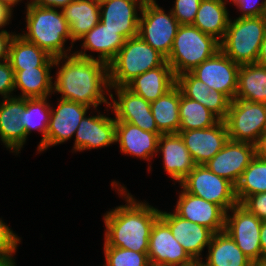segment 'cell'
I'll return each instance as SVG.
<instances>
[{
	"label": "cell",
	"instance_id": "obj_1",
	"mask_svg": "<svg viewBox=\"0 0 266 266\" xmlns=\"http://www.w3.org/2000/svg\"><path fill=\"white\" fill-rule=\"evenodd\" d=\"M117 184L112 182V188L118 187L119 195H124L127 203L104 214V246L147 253L151 229L160 217V210L148 203L136 201L124 186Z\"/></svg>",
	"mask_w": 266,
	"mask_h": 266
},
{
	"label": "cell",
	"instance_id": "obj_2",
	"mask_svg": "<svg viewBox=\"0 0 266 266\" xmlns=\"http://www.w3.org/2000/svg\"><path fill=\"white\" fill-rule=\"evenodd\" d=\"M57 70L53 92L62 94V100L82 103L97 110L99 104L109 102L105 90L110 92L108 65L97 59L82 58L74 53L62 56Z\"/></svg>",
	"mask_w": 266,
	"mask_h": 266
},
{
	"label": "cell",
	"instance_id": "obj_3",
	"mask_svg": "<svg viewBox=\"0 0 266 266\" xmlns=\"http://www.w3.org/2000/svg\"><path fill=\"white\" fill-rule=\"evenodd\" d=\"M58 10L27 2L25 21L27 32L21 35L53 58L67 56V52H71L70 47L68 50L64 48L67 39H71L70 27L62 11Z\"/></svg>",
	"mask_w": 266,
	"mask_h": 266
},
{
	"label": "cell",
	"instance_id": "obj_4",
	"mask_svg": "<svg viewBox=\"0 0 266 266\" xmlns=\"http://www.w3.org/2000/svg\"><path fill=\"white\" fill-rule=\"evenodd\" d=\"M166 58L139 36L128 38L108 64L110 86H126L136 76L161 66Z\"/></svg>",
	"mask_w": 266,
	"mask_h": 266
},
{
	"label": "cell",
	"instance_id": "obj_5",
	"mask_svg": "<svg viewBox=\"0 0 266 266\" xmlns=\"http://www.w3.org/2000/svg\"><path fill=\"white\" fill-rule=\"evenodd\" d=\"M219 50L220 43L213 36L193 25H180L166 61L178 76L192 71Z\"/></svg>",
	"mask_w": 266,
	"mask_h": 266
},
{
	"label": "cell",
	"instance_id": "obj_6",
	"mask_svg": "<svg viewBox=\"0 0 266 266\" xmlns=\"http://www.w3.org/2000/svg\"><path fill=\"white\" fill-rule=\"evenodd\" d=\"M265 32L262 16L230 19L220 50L238 65L256 63Z\"/></svg>",
	"mask_w": 266,
	"mask_h": 266
},
{
	"label": "cell",
	"instance_id": "obj_7",
	"mask_svg": "<svg viewBox=\"0 0 266 266\" xmlns=\"http://www.w3.org/2000/svg\"><path fill=\"white\" fill-rule=\"evenodd\" d=\"M138 36L167 58L180 24L156 2L145 0L140 11Z\"/></svg>",
	"mask_w": 266,
	"mask_h": 266
},
{
	"label": "cell",
	"instance_id": "obj_8",
	"mask_svg": "<svg viewBox=\"0 0 266 266\" xmlns=\"http://www.w3.org/2000/svg\"><path fill=\"white\" fill-rule=\"evenodd\" d=\"M186 192L219 205L225 212L236 205L235 186L211 172L205 165H196L180 182Z\"/></svg>",
	"mask_w": 266,
	"mask_h": 266
},
{
	"label": "cell",
	"instance_id": "obj_9",
	"mask_svg": "<svg viewBox=\"0 0 266 266\" xmlns=\"http://www.w3.org/2000/svg\"><path fill=\"white\" fill-rule=\"evenodd\" d=\"M224 122L229 139L255 144L265 130L266 104L234 99Z\"/></svg>",
	"mask_w": 266,
	"mask_h": 266
},
{
	"label": "cell",
	"instance_id": "obj_10",
	"mask_svg": "<svg viewBox=\"0 0 266 266\" xmlns=\"http://www.w3.org/2000/svg\"><path fill=\"white\" fill-rule=\"evenodd\" d=\"M233 214L226 212L225 230L235 241L236 245L252 261L262 259L260 242V228L262 220L249 212L240 203L229 209Z\"/></svg>",
	"mask_w": 266,
	"mask_h": 266
},
{
	"label": "cell",
	"instance_id": "obj_11",
	"mask_svg": "<svg viewBox=\"0 0 266 266\" xmlns=\"http://www.w3.org/2000/svg\"><path fill=\"white\" fill-rule=\"evenodd\" d=\"M240 65L221 50L190 71L210 89L223 93L230 101L235 99Z\"/></svg>",
	"mask_w": 266,
	"mask_h": 266
},
{
	"label": "cell",
	"instance_id": "obj_12",
	"mask_svg": "<svg viewBox=\"0 0 266 266\" xmlns=\"http://www.w3.org/2000/svg\"><path fill=\"white\" fill-rule=\"evenodd\" d=\"M115 89L118 100L109 93L110 109L115 114V122H129L136 125L144 131L156 133L160 136L162 133L158 130L155 119L152 114L151 105L141 96L133 93L126 86H110Z\"/></svg>",
	"mask_w": 266,
	"mask_h": 266
},
{
	"label": "cell",
	"instance_id": "obj_13",
	"mask_svg": "<svg viewBox=\"0 0 266 266\" xmlns=\"http://www.w3.org/2000/svg\"><path fill=\"white\" fill-rule=\"evenodd\" d=\"M254 157V144L229 139L223 148L204 165L214 174L236 186L243 171Z\"/></svg>",
	"mask_w": 266,
	"mask_h": 266
},
{
	"label": "cell",
	"instance_id": "obj_14",
	"mask_svg": "<svg viewBox=\"0 0 266 266\" xmlns=\"http://www.w3.org/2000/svg\"><path fill=\"white\" fill-rule=\"evenodd\" d=\"M178 134L196 165L211 160L229 140L226 124L221 120L205 129L179 130Z\"/></svg>",
	"mask_w": 266,
	"mask_h": 266
},
{
	"label": "cell",
	"instance_id": "obj_15",
	"mask_svg": "<svg viewBox=\"0 0 266 266\" xmlns=\"http://www.w3.org/2000/svg\"><path fill=\"white\" fill-rule=\"evenodd\" d=\"M145 0H103L100 21L111 30L118 31L126 40L138 36L139 18ZM139 6V7H138ZM138 8V9H137Z\"/></svg>",
	"mask_w": 266,
	"mask_h": 266
},
{
	"label": "cell",
	"instance_id": "obj_16",
	"mask_svg": "<svg viewBox=\"0 0 266 266\" xmlns=\"http://www.w3.org/2000/svg\"><path fill=\"white\" fill-rule=\"evenodd\" d=\"M178 216L205 226L213 233L225 230L226 212L217 204L186 192L179 194L174 211Z\"/></svg>",
	"mask_w": 266,
	"mask_h": 266
},
{
	"label": "cell",
	"instance_id": "obj_17",
	"mask_svg": "<svg viewBox=\"0 0 266 266\" xmlns=\"http://www.w3.org/2000/svg\"><path fill=\"white\" fill-rule=\"evenodd\" d=\"M57 108L51 107L50 120L46 135V149L61 144L72 138L82 118L90 109L82 103L59 100Z\"/></svg>",
	"mask_w": 266,
	"mask_h": 266
},
{
	"label": "cell",
	"instance_id": "obj_18",
	"mask_svg": "<svg viewBox=\"0 0 266 266\" xmlns=\"http://www.w3.org/2000/svg\"><path fill=\"white\" fill-rule=\"evenodd\" d=\"M147 254L149 262L167 266H177L191 259L160 217L152 226Z\"/></svg>",
	"mask_w": 266,
	"mask_h": 266
},
{
	"label": "cell",
	"instance_id": "obj_19",
	"mask_svg": "<svg viewBox=\"0 0 266 266\" xmlns=\"http://www.w3.org/2000/svg\"><path fill=\"white\" fill-rule=\"evenodd\" d=\"M160 218L191 258H201L203 249L209 246L214 234L210 229L184 219L175 212L160 211Z\"/></svg>",
	"mask_w": 266,
	"mask_h": 266
},
{
	"label": "cell",
	"instance_id": "obj_20",
	"mask_svg": "<svg viewBox=\"0 0 266 266\" xmlns=\"http://www.w3.org/2000/svg\"><path fill=\"white\" fill-rule=\"evenodd\" d=\"M116 122L114 118L98 113L96 116H84L75 132L74 149L83 151L107 147L115 143Z\"/></svg>",
	"mask_w": 266,
	"mask_h": 266
},
{
	"label": "cell",
	"instance_id": "obj_21",
	"mask_svg": "<svg viewBox=\"0 0 266 266\" xmlns=\"http://www.w3.org/2000/svg\"><path fill=\"white\" fill-rule=\"evenodd\" d=\"M25 109V98L8 97L0 102V140L11 150L19 153L26 142V131L19 119Z\"/></svg>",
	"mask_w": 266,
	"mask_h": 266
},
{
	"label": "cell",
	"instance_id": "obj_22",
	"mask_svg": "<svg viewBox=\"0 0 266 266\" xmlns=\"http://www.w3.org/2000/svg\"><path fill=\"white\" fill-rule=\"evenodd\" d=\"M176 85L184 96L201 103L219 120H225L231 101L223 93L210 89L191 72L176 76Z\"/></svg>",
	"mask_w": 266,
	"mask_h": 266
},
{
	"label": "cell",
	"instance_id": "obj_23",
	"mask_svg": "<svg viewBox=\"0 0 266 266\" xmlns=\"http://www.w3.org/2000/svg\"><path fill=\"white\" fill-rule=\"evenodd\" d=\"M157 150L163 155L164 170L170 178L179 183L196 166L183 139L177 134H161L158 139Z\"/></svg>",
	"mask_w": 266,
	"mask_h": 266
},
{
	"label": "cell",
	"instance_id": "obj_24",
	"mask_svg": "<svg viewBox=\"0 0 266 266\" xmlns=\"http://www.w3.org/2000/svg\"><path fill=\"white\" fill-rule=\"evenodd\" d=\"M79 40H83L84 51L74 52L75 55L87 59H97L107 65L114 59L126 41L118 31L107 28L101 21ZM87 50L96 51L99 53L98 57L94 58V56L86 54Z\"/></svg>",
	"mask_w": 266,
	"mask_h": 266
},
{
	"label": "cell",
	"instance_id": "obj_25",
	"mask_svg": "<svg viewBox=\"0 0 266 266\" xmlns=\"http://www.w3.org/2000/svg\"><path fill=\"white\" fill-rule=\"evenodd\" d=\"M158 139L156 133L142 130L129 122H116L115 142L119 143L124 154L149 161L158 153Z\"/></svg>",
	"mask_w": 266,
	"mask_h": 266
},
{
	"label": "cell",
	"instance_id": "obj_26",
	"mask_svg": "<svg viewBox=\"0 0 266 266\" xmlns=\"http://www.w3.org/2000/svg\"><path fill=\"white\" fill-rule=\"evenodd\" d=\"M176 85V76L165 61L161 66L148 70L131 80L126 87L146 101L157 100Z\"/></svg>",
	"mask_w": 266,
	"mask_h": 266
},
{
	"label": "cell",
	"instance_id": "obj_27",
	"mask_svg": "<svg viewBox=\"0 0 266 266\" xmlns=\"http://www.w3.org/2000/svg\"><path fill=\"white\" fill-rule=\"evenodd\" d=\"M8 62L14 71L35 67H59L62 57L53 58L37 45L15 34L9 46Z\"/></svg>",
	"mask_w": 266,
	"mask_h": 266
},
{
	"label": "cell",
	"instance_id": "obj_28",
	"mask_svg": "<svg viewBox=\"0 0 266 266\" xmlns=\"http://www.w3.org/2000/svg\"><path fill=\"white\" fill-rule=\"evenodd\" d=\"M61 11L70 27L72 45L100 22L98 0H74Z\"/></svg>",
	"mask_w": 266,
	"mask_h": 266
},
{
	"label": "cell",
	"instance_id": "obj_29",
	"mask_svg": "<svg viewBox=\"0 0 266 266\" xmlns=\"http://www.w3.org/2000/svg\"><path fill=\"white\" fill-rule=\"evenodd\" d=\"M227 2L228 0H201L192 25L220 42L230 20Z\"/></svg>",
	"mask_w": 266,
	"mask_h": 266
},
{
	"label": "cell",
	"instance_id": "obj_30",
	"mask_svg": "<svg viewBox=\"0 0 266 266\" xmlns=\"http://www.w3.org/2000/svg\"><path fill=\"white\" fill-rule=\"evenodd\" d=\"M204 266H252V261L226 231L214 233Z\"/></svg>",
	"mask_w": 266,
	"mask_h": 266
},
{
	"label": "cell",
	"instance_id": "obj_31",
	"mask_svg": "<svg viewBox=\"0 0 266 266\" xmlns=\"http://www.w3.org/2000/svg\"><path fill=\"white\" fill-rule=\"evenodd\" d=\"M235 99L266 104V66L240 65Z\"/></svg>",
	"mask_w": 266,
	"mask_h": 266
},
{
	"label": "cell",
	"instance_id": "obj_32",
	"mask_svg": "<svg viewBox=\"0 0 266 266\" xmlns=\"http://www.w3.org/2000/svg\"><path fill=\"white\" fill-rule=\"evenodd\" d=\"M180 89H172L150 102L153 117L162 134H177L180 128L179 117Z\"/></svg>",
	"mask_w": 266,
	"mask_h": 266
},
{
	"label": "cell",
	"instance_id": "obj_33",
	"mask_svg": "<svg viewBox=\"0 0 266 266\" xmlns=\"http://www.w3.org/2000/svg\"><path fill=\"white\" fill-rule=\"evenodd\" d=\"M52 67H35L14 71V89H20L22 98L48 97L53 92Z\"/></svg>",
	"mask_w": 266,
	"mask_h": 266
},
{
	"label": "cell",
	"instance_id": "obj_34",
	"mask_svg": "<svg viewBox=\"0 0 266 266\" xmlns=\"http://www.w3.org/2000/svg\"><path fill=\"white\" fill-rule=\"evenodd\" d=\"M49 97L25 98V109L19 118L27 136L33 131L38 130L42 133V139L38 145V152L46 150V135L51 114V105L47 102Z\"/></svg>",
	"mask_w": 266,
	"mask_h": 266
},
{
	"label": "cell",
	"instance_id": "obj_35",
	"mask_svg": "<svg viewBox=\"0 0 266 266\" xmlns=\"http://www.w3.org/2000/svg\"><path fill=\"white\" fill-rule=\"evenodd\" d=\"M179 130L205 129L215 125L219 119L201 103L187 98L180 90Z\"/></svg>",
	"mask_w": 266,
	"mask_h": 266
},
{
	"label": "cell",
	"instance_id": "obj_36",
	"mask_svg": "<svg viewBox=\"0 0 266 266\" xmlns=\"http://www.w3.org/2000/svg\"><path fill=\"white\" fill-rule=\"evenodd\" d=\"M266 192V159L254 157L235 186V196L241 203L247 196Z\"/></svg>",
	"mask_w": 266,
	"mask_h": 266
},
{
	"label": "cell",
	"instance_id": "obj_37",
	"mask_svg": "<svg viewBox=\"0 0 266 266\" xmlns=\"http://www.w3.org/2000/svg\"><path fill=\"white\" fill-rule=\"evenodd\" d=\"M106 263L104 266H147V253H139L120 247L104 246Z\"/></svg>",
	"mask_w": 266,
	"mask_h": 266
},
{
	"label": "cell",
	"instance_id": "obj_38",
	"mask_svg": "<svg viewBox=\"0 0 266 266\" xmlns=\"http://www.w3.org/2000/svg\"><path fill=\"white\" fill-rule=\"evenodd\" d=\"M200 2L201 0H175L174 8L170 10L180 25H192Z\"/></svg>",
	"mask_w": 266,
	"mask_h": 266
},
{
	"label": "cell",
	"instance_id": "obj_39",
	"mask_svg": "<svg viewBox=\"0 0 266 266\" xmlns=\"http://www.w3.org/2000/svg\"><path fill=\"white\" fill-rule=\"evenodd\" d=\"M20 239L0 218V254L16 253Z\"/></svg>",
	"mask_w": 266,
	"mask_h": 266
},
{
	"label": "cell",
	"instance_id": "obj_40",
	"mask_svg": "<svg viewBox=\"0 0 266 266\" xmlns=\"http://www.w3.org/2000/svg\"><path fill=\"white\" fill-rule=\"evenodd\" d=\"M240 204L258 219L266 221V192L247 196Z\"/></svg>",
	"mask_w": 266,
	"mask_h": 266
},
{
	"label": "cell",
	"instance_id": "obj_41",
	"mask_svg": "<svg viewBox=\"0 0 266 266\" xmlns=\"http://www.w3.org/2000/svg\"><path fill=\"white\" fill-rule=\"evenodd\" d=\"M14 90V70L8 60H0V95L3 99L12 97Z\"/></svg>",
	"mask_w": 266,
	"mask_h": 266
},
{
	"label": "cell",
	"instance_id": "obj_42",
	"mask_svg": "<svg viewBox=\"0 0 266 266\" xmlns=\"http://www.w3.org/2000/svg\"><path fill=\"white\" fill-rule=\"evenodd\" d=\"M233 2L242 11V15L239 17H258L262 14L263 1L259 3L260 0H229Z\"/></svg>",
	"mask_w": 266,
	"mask_h": 266
},
{
	"label": "cell",
	"instance_id": "obj_43",
	"mask_svg": "<svg viewBox=\"0 0 266 266\" xmlns=\"http://www.w3.org/2000/svg\"><path fill=\"white\" fill-rule=\"evenodd\" d=\"M14 35V33L11 34L4 29L0 31V60L8 59L9 46Z\"/></svg>",
	"mask_w": 266,
	"mask_h": 266
},
{
	"label": "cell",
	"instance_id": "obj_44",
	"mask_svg": "<svg viewBox=\"0 0 266 266\" xmlns=\"http://www.w3.org/2000/svg\"><path fill=\"white\" fill-rule=\"evenodd\" d=\"M74 0H31L30 2L42 7H52L62 9Z\"/></svg>",
	"mask_w": 266,
	"mask_h": 266
},
{
	"label": "cell",
	"instance_id": "obj_45",
	"mask_svg": "<svg viewBox=\"0 0 266 266\" xmlns=\"http://www.w3.org/2000/svg\"><path fill=\"white\" fill-rule=\"evenodd\" d=\"M255 145V156L261 159H266V130H264Z\"/></svg>",
	"mask_w": 266,
	"mask_h": 266
},
{
	"label": "cell",
	"instance_id": "obj_46",
	"mask_svg": "<svg viewBox=\"0 0 266 266\" xmlns=\"http://www.w3.org/2000/svg\"><path fill=\"white\" fill-rule=\"evenodd\" d=\"M12 10L9 9L3 3H0V29L5 25L9 24L10 19L12 18Z\"/></svg>",
	"mask_w": 266,
	"mask_h": 266
},
{
	"label": "cell",
	"instance_id": "obj_47",
	"mask_svg": "<svg viewBox=\"0 0 266 266\" xmlns=\"http://www.w3.org/2000/svg\"><path fill=\"white\" fill-rule=\"evenodd\" d=\"M260 242L262 250V258H266V221H262L260 228Z\"/></svg>",
	"mask_w": 266,
	"mask_h": 266
},
{
	"label": "cell",
	"instance_id": "obj_48",
	"mask_svg": "<svg viewBox=\"0 0 266 266\" xmlns=\"http://www.w3.org/2000/svg\"><path fill=\"white\" fill-rule=\"evenodd\" d=\"M256 63L266 66V32H265L263 41L261 43V47H260V51H259V55H258Z\"/></svg>",
	"mask_w": 266,
	"mask_h": 266
},
{
	"label": "cell",
	"instance_id": "obj_49",
	"mask_svg": "<svg viewBox=\"0 0 266 266\" xmlns=\"http://www.w3.org/2000/svg\"><path fill=\"white\" fill-rule=\"evenodd\" d=\"M14 254L15 253L0 254V266H15Z\"/></svg>",
	"mask_w": 266,
	"mask_h": 266
},
{
	"label": "cell",
	"instance_id": "obj_50",
	"mask_svg": "<svg viewBox=\"0 0 266 266\" xmlns=\"http://www.w3.org/2000/svg\"><path fill=\"white\" fill-rule=\"evenodd\" d=\"M177 266H204L202 258H191L188 262L181 263Z\"/></svg>",
	"mask_w": 266,
	"mask_h": 266
},
{
	"label": "cell",
	"instance_id": "obj_51",
	"mask_svg": "<svg viewBox=\"0 0 266 266\" xmlns=\"http://www.w3.org/2000/svg\"><path fill=\"white\" fill-rule=\"evenodd\" d=\"M22 0H0V3L6 5L9 9L13 10V7Z\"/></svg>",
	"mask_w": 266,
	"mask_h": 266
},
{
	"label": "cell",
	"instance_id": "obj_52",
	"mask_svg": "<svg viewBox=\"0 0 266 266\" xmlns=\"http://www.w3.org/2000/svg\"><path fill=\"white\" fill-rule=\"evenodd\" d=\"M252 266H266V258L252 262Z\"/></svg>",
	"mask_w": 266,
	"mask_h": 266
},
{
	"label": "cell",
	"instance_id": "obj_53",
	"mask_svg": "<svg viewBox=\"0 0 266 266\" xmlns=\"http://www.w3.org/2000/svg\"><path fill=\"white\" fill-rule=\"evenodd\" d=\"M261 16L263 17V19L266 22V0L263 1V9H262V14Z\"/></svg>",
	"mask_w": 266,
	"mask_h": 266
},
{
	"label": "cell",
	"instance_id": "obj_54",
	"mask_svg": "<svg viewBox=\"0 0 266 266\" xmlns=\"http://www.w3.org/2000/svg\"><path fill=\"white\" fill-rule=\"evenodd\" d=\"M147 266H167V265H164V264H155V263L149 262Z\"/></svg>",
	"mask_w": 266,
	"mask_h": 266
}]
</instances>
